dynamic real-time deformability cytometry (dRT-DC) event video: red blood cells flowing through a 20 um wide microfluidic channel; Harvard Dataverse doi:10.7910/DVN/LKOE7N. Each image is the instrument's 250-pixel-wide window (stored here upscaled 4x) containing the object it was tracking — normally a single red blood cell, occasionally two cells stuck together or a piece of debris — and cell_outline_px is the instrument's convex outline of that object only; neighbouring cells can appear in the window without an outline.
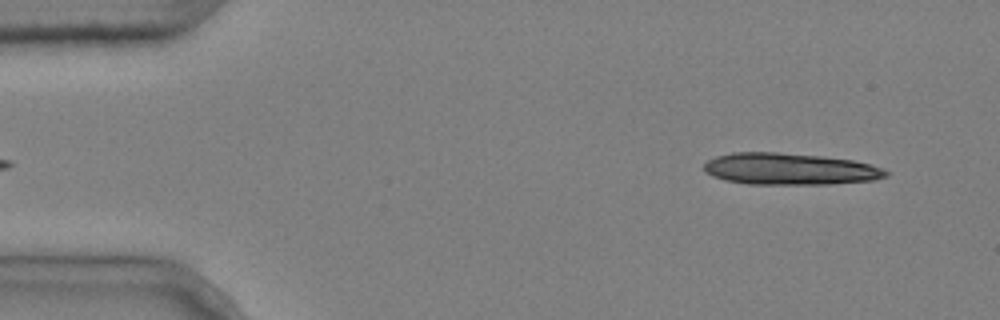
{"species": "common noctule bat (a hibernating species)", "species_latin": "Nyctalus noctula", "temperature_condition": "cold", "stored_images_in_passage": 4, "segment_of_instrument_passage": [2, 2], "camera_frame_rate_fps": 3000, "um_per_image_px": 0.085, "animal": {"sex": "male", "body_mass_g": 20.4}, "frame": {"image": 1, "passage_image": 4, "time_ms": 1.0, "image_size_px": [1000, 320], "cell_outline_px": [[888, 176], [876, 180], [828, 184], [748, 184], [724, 180], [712, 176], [704, 172], [704, 164], [708, 160], [716, 156], [732, 152], [776, 152], [824, 156], [852, 160], [872, 164], [884, 168], [888, 172]], "centroid_in_image_um": [67.14, 14.36], "position_along_channel_um": 17.9, "area_um2": 33.93}}